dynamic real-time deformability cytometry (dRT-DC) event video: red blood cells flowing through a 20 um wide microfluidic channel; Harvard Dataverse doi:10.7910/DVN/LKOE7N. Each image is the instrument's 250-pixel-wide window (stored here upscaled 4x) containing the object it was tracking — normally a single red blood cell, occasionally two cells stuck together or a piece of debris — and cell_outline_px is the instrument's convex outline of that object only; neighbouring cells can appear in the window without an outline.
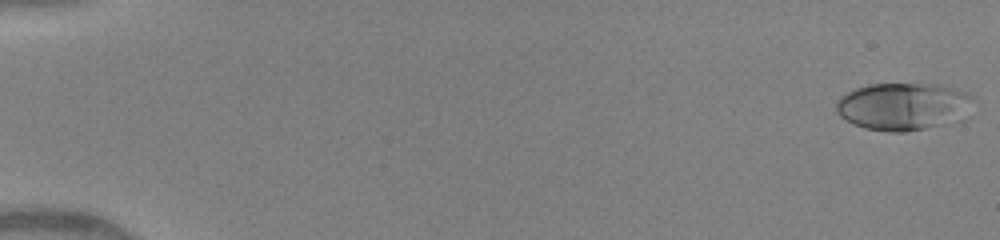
{"species": "human", "species_latin": "Homo sapiens", "temperature_condition": "warm", "stored_images_in_passage": 17, "camera_frame_rate_fps": 3000, "um_per_image_px": 0.085, "donor": {"sex": "female"}, "frame": {"image": 1, "passage_image": 1, "time_ms": 0.0, "image_size_px": [1000, 240], "cell_outline_px": [[976, 96], [964, 120], [904, 132], [888, 132], [864, 128], [840, 116], [836, 112], [836, 100], [840, 96], [856, 88], [868, 84], [936, 84], [956, 88], [968, 92]], "centroid_in_image_um": [76.84, 9.04], "position_along_channel_um": 8.2, "area_um2": 38.38}}
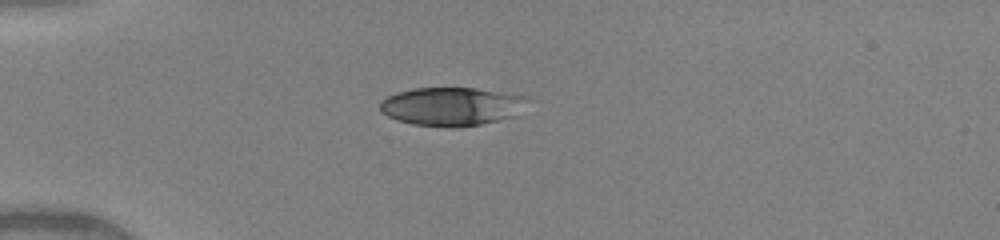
{"frame": {"image": 2, "passage_image": 12, "time_ms": 4.333, "image_size_px": [1000, 240], "cell_outline_px": [[532, 100], [516, 116], [480, 124], [460, 128], [448, 128], [412, 124], [396, 120], [380, 112], [380, 100], [396, 92], [412, 88], [476, 88], [528, 96]], "centroid_in_image_um": [38.42, 9.05], "position_along_channel_um": 46.6, "area_um2": 33.7}}
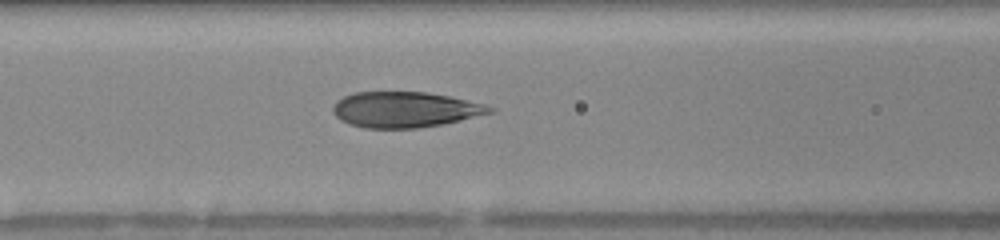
{"frame": {"image": 3, "passage_image": 17, "time_ms": 7.0, "image_size_px": [1000, 240], "cell_outline_px": [[496, 112], [444, 124], [416, 128], [364, 128], [348, 124], [340, 120], [332, 112], [332, 108], [336, 100], [344, 96], [356, 92], [428, 92], [448, 96], [484, 104], [496, 108]], "centroid_in_image_um": [34.42, 9.32], "position_along_channel_um": 132.2, "area_um2": 32.77}}